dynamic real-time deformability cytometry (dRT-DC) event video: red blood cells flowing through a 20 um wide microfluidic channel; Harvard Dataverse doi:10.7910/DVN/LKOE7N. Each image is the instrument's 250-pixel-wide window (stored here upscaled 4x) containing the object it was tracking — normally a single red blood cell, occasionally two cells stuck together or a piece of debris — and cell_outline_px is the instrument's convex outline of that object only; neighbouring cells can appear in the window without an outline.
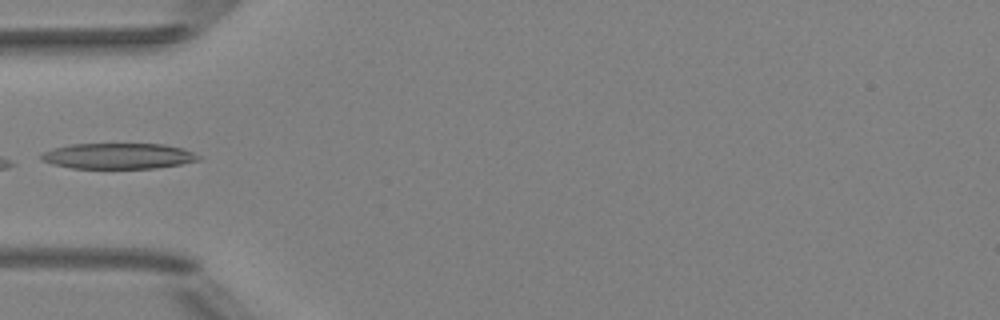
{"species": "Egyptian fruit bat (a non-hibernating species)", "species_latin": "Rousettus aegyptiacus", "temperature_condition": "room temperature", "stored_images_in_passage": 5, "camera_frame_rate_fps": 3000, "um_per_image_px": 0.085, "animal": {"sex": "female"}, "frame": {"image": 1, "passage_image": 4, "time_ms": 1.0, "image_size_px": [1000, 320], "cell_outline_px": [[200, 160], [180, 164], [156, 168], [72, 168], [52, 164], [40, 160], [40, 156], [44, 152], [52, 148], [72, 144], [164, 144], [184, 148], [200, 156]], "centroid_in_image_um": [10.05, 13.26], "position_along_channel_um": 75.0, "area_um2": 23.58}}
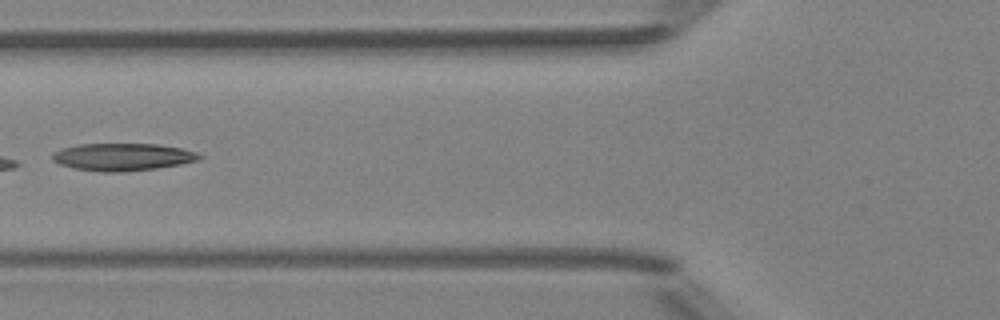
{"frame": {"image": 2, "passage_image": 5, "time_ms": 1.333, "image_size_px": [1000, 320], "cell_outline_px": [[204, 156], [200, 160], [180, 164], [156, 168], [120, 172], [100, 172], [72, 168], [60, 164], [52, 160], [52, 152], [64, 148], [80, 144], [160, 144], [180, 148], [196, 152]], "centroid_in_image_um": [10.43, 13.34], "position_along_channel_um": 115.4, "area_um2": 23.52}}